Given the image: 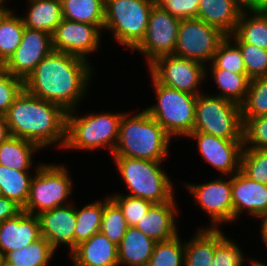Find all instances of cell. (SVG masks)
I'll return each instance as SVG.
<instances>
[{
  "mask_svg": "<svg viewBox=\"0 0 267 266\" xmlns=\"http://www.w3.org/2000/svg\"><path fill=\"white\" fill-rule=\"evenodd\" d=\"M90 67L85 59L52 50L24 81V89L66 112L76 110L89 88Z\"/></svg>",
  "mask_w": 267,
  "mask_h": 266,
  "instance_id": "cell-1",
  "label": "cell"
},
{
  "mask_svg": "<svg viewBox=\"0 0 267 266\" xmlns=\"http://www.w3.org/2000/svg\"><path fill=\"white\" fill-rule=\"evenodd\" d=\"M10 134L36 143L41 149L66 143L67 112L23 89L4 115Z\"/></svg>",
  "mask_w": 267,
  "mask_h": 266,
  "instance_id": "cell-2",
  "label": "cell"
},
{
  "mask_svg": "<svg viewBox=\"0 0 267 266\" xmlns=\"http://www.w3.org/2000/svg\"><path fill=\"white\" fill-rule=\"evenodd\" d=\"M129 114L123 113L121 117L112 156L163 161L172 137L145 109L132 116Z\"/></svg>",
  "mask_w": 267,
  "mask_h": 266,
  "instance_id": "cell-3",
  "label": "cell"
},
{
  "mask_svg": "<svg viewBox=\"0 0 267 266\" xmlns=\"http://www.w3.org/2000/svg\"><path fill=\"white\" fill-rule=\"evenodd\" d=\"M122 180L130 192L128 195L160 204L174 198L171 179L160 164L152 161L127 156H113Z\"/></svg>",
  "mask_w": 267,
  "mask_h": 266,
  "instance_id": "cell-4",
  "label": "cell"
},
{
  "mask_svg": "<svg viewBox=\"0 0 267 266\" xmlns=\"http://www.w3.org/2000/svg\"><path fill=\"white\" fill-rule=\"evenodd\" d=\"M75 110L67 112L64 148L91 150L107 148L113 153L118 139L122 113H99L78 117ZM74 114V115H73Z\"/></svg>",
  "mask_w": 267,
  "mask_h": 266,
  "instance_id": "cell-5",
  "label": "cell"
},
{
  "mask_svg": "<svg viewBox=\"0 0 267 266\" xmlns=\"http://www.w3.org/2000/svg\"><path fill=\"white\" fill-rule=\"evenodd\" d=\"M156 0H105L104 27L125 48L134 50L144 39Z\"/></svg>",
  "mask_w": 267,
  "mask_h": 266,
  "instance_id": "cell-6",
  "label": "cell"
},
{
  "mask_svg": "<svg viewBox=\"0 0 267 266\" xmlns=\"http://www.w3.org/2000/svg\"><path fill=\"white\" fill-rule=\"evenodd\" d=\"M151 78L158 103L145 110L171 137H187L193 132L197 95L164 86Z\"/></svg>",
  "mask_w": 267,
  "mask_h": 266,
  "instance_id": "cell-7",
  "label": "cell"
},
{
  "mask_svg": "<svg viewBox=\"0 0 267 266\" xmlns=\"http://www.w3.org/2000/svg\"><path fill=\"white\" fill-rule=\"evenodd\" d=\"M193 132H203L227 140H243L240 105L219 96L198 94Z\"/></svg>",
  "mask_w": 267,
  "mask_h": 266,
  "instance_id": "cell-8",
  "label": "cell"
},
{
  "mask_svg": "<svg viewBox=\"0 0 267 266\" xmlns=\"http://www.w3.org/2000/svg\"><path fill=\"white\" fill-rule=\"evenodd\" d=\"M72 178L64 165L38 164L32 177L25 212L39 215L55 207L67 205L72 195Z\"/></svg>",
  "mask_w": 267,
  "mask_h": 266,
  "instance_id": "cell-9",
  "label": "cell"
},
{
  "mask_svg": "<svg viewBox=\"0 0 267 266\" xmlns=\"http://www.w3.org/2000/svg\"><path fill=\"white\" fill-rule=\"evenodd\" d=\"M226 37L219 29L198 18L181 19L173 55L206 65Z\"/></svg>",
  "mask_w": 267,
  "mask_h": 266,
  "instance_id": "cell-10",
  "label": "cell"
},
{
  "mask_svg": "<svg viewBox=\"0 0 267 266\" xmlns=\"http://www.w3.org/2000/svg\"><path fill=\"white\" fill-rule=\"evenodd\" d=\"M148 66L158 83L192 95L201 94L197 86L207 78L204 64L174 55L158 57Z\"/></svg>",
  "mask_w": 267,
  "mask_h": 266,
  "instance_id": "cell-11",
  "label": "cell"
},
{
  "mask_svg": "<svg viewBox=\"0 0 267 266\" xmlns=\"http://www.w3.org/2000/svg\"><path fill=\"white\" fill-rule=\"evenodd\" d=\"M179 18L155 4L150 12L147 32L134 49L145 55L148 65L165 55H173L179 30Z\"/></svg>",
  "mask_w": 267,
  "mask_h": 266,
  "instance_id": "cell-12",
  "label": "cell"
},
{
  "mask_svg": "<svg viewBox=\"0 0 267 266\" xmlns=\"http://www.w3.org/2000/svg\"><path fill=\"white\" fill-rule=\"evenodd\" d=\"M228 178H230L228 181L220 177L197 185L186 183L193 198L199 202L208 216L210 215L211 229L219 228V224L223 222L233 221L232 176Z\"/></svg>",
  "mask_w": 267,
  "mask_h": 266,
  "instance_id": "cell-13",
  "label": "cell"
},
{
  "mask_svg": "<svg viewBox=\"0 0 267 266\" xmlns=\"http://www.w3.org/2000/svg\"><path fill=\"white\" fill-rule=\"evenodd\" d=\"M52 50L50 33L25 27L20 45L3 66L14 77L25 81Z\"/></svg>",
  "mask_w": 267,
  "mask_h": 266,
  "instance_id": "cell-14",
  "label": "cell"
},
{
  "mask_svg": "<svg viewBox=\"0 0 267 266\" xmlns=\"http://www.w3.org/2000/svg\"><path fill=\"white\" fill-rule=\"evenodd\" d=\"M101 30L96 25L62 19L52 34L53 50L87 60L100 45Z\"/></svg>",
  "mask_w": 267,
  "mask_h": 266,
  "instance_id": "cell-15",
  "label": "cell"
},
{
  "mask_svg": "<svg viewBox=\"0 0 267 266\" xmlns=\"http://www.w3.org/2000/svg\"><path fill=\"white\" fill-rule=\"evenodd\" d=\"M187 137L197 139L199 153L224 176L240 170L243 140H227L203 132H192Z\"/></svg>",
  "mask_w": 267,
  "mask_h": 266,
  "instance_id": "cell-16",
  "label": "cell"
},
{
  "mask_svg": "<svg viewBox=\"0 0 267 266\" xmlns=\"http://www.w3.org/2000/svg\"><path fill=\"white\" fill-rule=\"evenodd\" d=\"M41 237L45 238L55 251L65 244L71 252L75 249L76 208L67 205L41 212L39 215Z\"/></svg>",
  "mask_w": 267,
  "mask_h": 266,
  "instance_id": "cell-17",
  "label": "cell"
},
{
  "mask_svg": "<svg viewBox=\"0 0 267 266\" xmlns=\"http://www.w3.org/2000/svg\"><path fill=\"white\" fill-rule=\"evenodd\" d=\"M233 221L244 211L255 218L267 217V185L254 181L240 170L232 175Z\"/></svg>",
  "mask_w": 267,
  "mask_h": 266,
  "instance_id": "cell-18",
  "label": "cell"
},
{
  "mask_svg": "<svg viewBox=\"0 0 267 266\" xmlns=\"http://www.w3.org/2000/svg\"><path fill=\"white\" fill-rule=\"evenodd\" d=\"M41 238L38 215L24 210L14 218L0 224V254L2 258L11 251L22 249Z\"/></svg>",
  "mask_w": 267,
  "mask_h": 266,
  "instance_id": "cell-19",
  "label": "cell"
},
{
  "mask_svg": "<svg viewBox=\"0 0 267 266\" xmlns=\"http://www.w3.org/2000/svg\"><path fill=\"white\" fill-rule=\"evenodd\" d=\"M175 199L160 204H153L148 212L138 221L136 228L156 242L166 241L178 235L176 225Z\"/></svg>",
  "mask_w": 267,
  "mask_h": 266,
  "instance_id": "cell-20",
  "label": "cell"
},
{
  "mask_svg": "<svg viewBox=\"0 0 267 266\" xmlns=\"http://www.w3.org/2000/svg\"><path fill=\"white\" fill-rule=\"evenodd\" d=\"M70 255L74 266H119L118 246L101 232L79 243Z\"/></svg>",
  "mask_w": 267,
  "mask_h": 266,
  "instance_id": "cell-21",
  "label": "cell"
},
{
  "mask_svg": "<svg viewBox=\"0 0 267 266\" xmlns=\"http://www.w3.org/2000/svg\"><path fill=\"white\" fill-rule=\"evenodd\" d=\"M242 12L236 0H200L197 18L229 36L235 32Z\"/></svg>",
  "mask_w": 267,
  "mask_h": 266,
  "instance_id": "cell-22",
  "label": "cell"
},
{
  "mask_svg": "<svg viewBox=\"0 0 267 266\" xmlns=\"http://www.w3.org/2000/svg\"><path fill=\"white\" fill-rule=\"evenodd\" d=\"M156 243L135 226H128L118 245L119 265L147 266Z\"/></svg>",
  "mask_w": 267,
  "mask_h": 266,
  "instance_id": "cell-23",
  "label": "cell"
},
{
  "mask_svg": "<svg viewBox=\"0 0 267 266\" xmlns=\"http://www.w3.org/2000/svg\"><path fill=\"white\" fill-rule=\"evenodd\" d=\"M28 6L26 16L22 17L24 26L52 35L63 19L61 0H29Z\"/></svg>",
  "mask_w": 267,
  "mask_h": 266,
  "instance_id": "cell-24",
  "label": "cell"
},
{
  "mask_svg": "<svg viewBox=\"0 0 267 266\" xmlns=\"http://www.w3.org/2000/svg\"><path fill=\"white\" fill-rule=\"evenodd\" d=\"M39 149L32 141L10 136L0 143V165L17 171H28L32 167V156Z\"/></svg>",
  "mask_w": 267,
  "mask_h": 266,
  "instance_id": "cell-25",
  "label": "cell"
},
{
  "mask_svg": "<svg viewBox=\"0 0 267 266\" xmlns=\"http://www.w3.org/2000/svg\"><path fill=\"white\" fill-rule=\"evenodd\" d=\"M234 34L244 43L267 50V10L243 11Z\"/></svg>",
  "mask_w": 267,
  "mask_h": 266,
  "instance_id": "cell-26",
  "label": "cell"
},
{
  "mask_svg": "<svg viewBox=\"0 0 267 266\" xmlns=\"http://www.w3.org/2000/svg\"><path fill=\"white\" fill-rule=\"evenodd\" d=\"M215 253V229L202 228L185 242L184 266H211Z\"/></svg>",
  "mask_w": 267,
  "mask_h": 266,
  "instance_id": "cell-27",
  "label": "cell"
},
{
  "mask_svg": "<svg viewBox=\"0 0 267 266\" xmlns=\"http://www.w3.org/2000/svg\"><path fill=\"white\" fill-rule=\"evenodd\" d=\"M63 19L104 27L105 0H61Z\"/></svg>",
  "mask_w": 267,
  "mask_h": 266,
  "instance_id": "cell-28",
  "label": "cell"
},
{
  "mask_svg": "<svg viewBox=\"0 0 267 266\" xmlns=\"http://www.w3.org/2000/svg\"><path fill=\"white\" fill-rule=\"evenodd\" d=\"M210 71L214 81L220 87L221 94L215 96L232 101L241 105L245 100L251 79L246 73H234L226 69L217 68L213 63Z\"/></svg>",
  "mask_w": 267,
  "mask_h": 266,
  "instance_id": "cell-29",
  "label": "cell"
},
{
  "mask_svg": "<svg viewBox=\"0 0 267 266\" xmlns=\"http://www.w3.org/2000/svg\"><path fill=\"white\" fill-rule=\"evenodd\" d=\"M13 14L12 9L0 15V65H4L21 43L24 22L21 16Z\"/></svg>",
  "mask_w": 267,
  "mask_h": 266,
  "instance_id": "cell-30",
  "label": "cell"
},
{
  "mask_svg": "<svg viewBox=\"0 0 267 266\" xmlns=\"http://www.w3.org/2000/svg\"><path fill=\"white\" fill-rule=\"evenodd\" d=\"M32 177L29 171H17L0 165L1 196L13 200L24 208L28 201Z\"/></svg>",
  "mask_w": 267,
  "mask_h": 266,
  "instance_id": "cell-31",
  "label": "cell"
},
{
  "mask_svg": "<svg viewBox=\"0 0 267 266\" xmlns=\"http://www.w3.org/2000/svg\"><path fill=\"white\" fill-rule=\"evenodd\" d=\"M55 251L41 237L29 246L8 252L2 259L12 266H48Z\"/></svg>",
  "mask_w": 267,
  "mask_h": 266,
  "instance_id": "cell-32",
  "label": "cell"
},
{
  "mask_svg": "<svg viewBox=\"0 0 267 266\" xmlns=\"http://www.w3.org/2000/svg\"><path fill=\"white\" fill-rule=\"evenodd\" d=\"M110 199L109 195L104 202L97 200L81 209L76 208L75 248L79 243L100 232L104 206Z\"/></svg>",
  "mask_w": 267,
  "mask_h": 266,
  "instance_id": "cell-33",
  "label": "cell"
},
{
  "mask_svg": "<svg viewBox=\"0 0 267 266\" xmlns=\"http://www.w3.org/2000/svg\"><path fill=\"white\" fill-rule=\"evenodd\" d=\"M240 108L242 118L267 115V76L250 81L248 92Z\"/></svg>",
  "mask_w": 267,
  "mask_h": 266,
  "instance_id": "cell-34",
  "label": "cell"
},
{
  "mask_svg": "<svg viewBox=\"0 0 267 266\" xmlns=\"http://www.w3.org/2000/svg\"><path fill=\"white\" fill-rule=\"evenodd\" d=\"M185 243L179 235L157 242L147 266H184Z\"/></svg>",
  "mask_w": 267,
  "mask_h": 266,
  "instance_id": "cell-35",
  "label": "cell"
},
{
  "mask_svg": "<svg viewBox=\"0 0 267 266\" xmlns=\"http://www.w3.org/2000/svg\"><path fill=\"white\" fill-rule=\"evenodd\" d=\"M229 37L241 50L246 75L251 80L267 76V50L242 42L234 33Z\"/></svg>",
  "mask_w": 267,
  "mask_h": 266,
  "instance_id": "cell-36",
  "label": "cell"
},
{
  "mask_svg": "<svg viewBox=\"0 0 267 266\" xmlns=\"http://www.w3.org/2000/svg\"><path fill=\"white\" fill-rule=\"evenodd\" d=\"M127 228L128 225L122 210L110 199L104 206L100 232L118 246Z\"/></svg>",
  "mask_w": 267,
  "mask_h": 266,
  "instance_id": "cell-37",
  "label": "cell"
},
{
  "mask_svg": "<svg viewBox=\"0 0 267 266\" xmlns=\"http://www.w3.org/2000/svg\"><path fill=\"white\" fill-rule=\"evenodd\" d=\"M217 68L234 73H246L241 50L238 45L226 36L219 44L212 62Z\"/></svg>",
  "mask_w": 267,
  "mask_h": 266,
  "instance_id": "cell-38",
  "label": "cell"
},
{
  "mask_svg": "<svg viewBox=\"0 0 267 266\" xmlns=\"http://www.w3.org/2000/svg\"><path fill=\"white\" fill-rule=\"evenodd\" d=\"M240 171L250 179L267 185V149L243 148Z\"/></svg>",
  "mask_w": 267,
  "mask_h": 266,
  "instance_id": "cell-39",
  "label": "cell"
},
{
  "mask_svg": "<svg viewBox=\"0 0 267 266\" xmlns=\"http://www.w3.org/2000/svg\"><path fill=\"white\" fill-rule=\"evenodd\" d=\"M215 229V253L211 266H243L244 257L241 248Z\"/></svg>",
  "mask_w": 267,
  "mask_h": 266,
  "instance_id": "cell-40",
  "label": "cell"
},
{
  "mask_svg": "<svg viewBox=\"0 0 267 266\" xmlns=\"http://www.w3.org/2000/svg\"><path fill=\"white\" fill-rule=\"evenodd\" d=\"M242 122L244 148L267 149V115L242 118Z\"/></svg>",
  "mask_w": 267,
  "mask_h": 266,
  "instance_id": "cell-41",
  "label": "cell"
},
{
  "mask_svg": "<svg viewBox=\"0 0 267 266\" xmlns=\"http://www.w3.org/2000/svg\"><path fill=\"white\" fill-rule=\"evenodd\" d=\"M110 198L119 206L128 226H136L138 221L148 212L152 202L130 195H110Z\"/></svg>",
  "mask_w": 267,
  "mask_h": 266,
  "instance_id": "cell-42",
  "label": "cell"
},
{
  "mask_svg": "<svg viewBox=\"0 0 267 266\" xmlns=\"http://www.w3.org/2000/svg\"><path fill=\"white\" fill-rule=\"evenodd\" d=\"M24 89V81L0 65V115L4 116L14 99Z\"/></svg>",
  "mask_w": 267,
  "mask_h": 266,
  "instance_id": "cell-43",
  "label": "cell"
},
{
  "mask_svg": "<svg viewBox=\"0 0 267 266\" xmlns=\"http://www.w3.org/2000/svg\"><path fill=\"white\" fill-rule=\"evenodd\" d=\"M200 0H156L162 9L179 19L197 18Z\"/></svg>",
  "mask_w": 267,
  "mask_h": 266,
  "instance_id": "cell-44",
  "label": "cell"
},
{
  "mask_svg": "<svg viewBox=\"0 0 267 266\" xmlns=\"http://www.w3.org/2000/svg\"><path fill=\"white\" fill-rule=\"evenodd\" d=\"M23 211V208L4 196H0V224L9 218H14Z\"/></svg>",
  "mask_w": 267,
  "mask_h": 266,
  "instance_id": "cell-45",
  "label": "cell"
},
{
  "mask_svg": "<svg viewBox=\"0 0 267 266\" xmlns=\"http://www.w3.org/2000/svg\"><path fill=\"white\" fill-rule=\"evenodd\" d=\"M243 11L267 10V0H236Z\"/></svg>",
  "mask_w": 267,
  "mask_h": 266,
  "instance_id": "cell-46",
  "label": "cell"
},
{
  "mask_svg": "<svg viewBox=\"0 0 267 266\" xmlns=\"http://www.w3.org/2000/svg\"><path fill=\"white\" fill-rule=\"evenodd\" d=\"M11 136L9 126L4 116L0 115V143Z\"/></svg>",
  "mask_w": 267,
  "mask_h": 266,
  "instance_id": "cell-47",
  "label": "cell"
},
{
  "mask_svg": "<svg viewBox=\"0 0 267 266\" xmlns=\"http://www.w3.org/2000/svg\"><path fill=\"white\" fill-rule=\"evenodd\" d=\"M261 238L265 246H267V217L261 218Z\"/></svg>",
  "mask_w": 267,
  "mask_h": 266,
  "instance_id": "cell-48",
  "label": "cell"
},
{
  "mask_svg": "<svg viewBox=\"0 0 267 266\" xmlns=\"http://www.w3.org/2000/svg\"><path fill=\"white\" fill-rule=\"evenodd\" d=\"M251 266H267V264H264L262 262L257 261V260H250Z\"/></svg>",
  "mask_w": 267,
  "mask_h": 266,
  "instance_id": "cell-49",
  "label": "cell"
},
{
  "mask_svg": "<svg viewBox=\"0 0 267 266\" xmlns=\"http://www.w3.org/2000/svg\"><path fill=\"white\" fill-rule=\"evenodd\" d=\"M4 1H6V0H0V8H3L5 10H9L10 8H6L7 6L3 5Z\"/></svg>",
  "mask_w": 267,
  "mask_h": 266,
  "instance_id": "cell-50",
  "label": "cell"
},
{
  "mask_svg": "<svg viewBox=\"0 0 267 266\" xmlns=\"http://www.w3.org/2000/svg\"><path fill=\"white\" fill-rule=\"evenodd\" d=\"M0 266H12L11 264L7 263L3 259L0 261Z\"/></svg>",
  "mask_w": 267,
  "mask_h": 266,
  "instance_id": "cell-51",
  "label": "cell"
},
{
  "mask_svg": "<svg viewBox=\"0 0 267 266\" xmlns=\"http://www.w3.org/2000/svg\"><path fill=\"white\" fill-rule=\"evenodd\" d=\"M5 11V9L0 8V15Z\"/></svg>",
  "mask_w": 267,
  "mask_h": 266,
  "instance_id": "cell-52",
  "label": "cell"
}]
</instances>
